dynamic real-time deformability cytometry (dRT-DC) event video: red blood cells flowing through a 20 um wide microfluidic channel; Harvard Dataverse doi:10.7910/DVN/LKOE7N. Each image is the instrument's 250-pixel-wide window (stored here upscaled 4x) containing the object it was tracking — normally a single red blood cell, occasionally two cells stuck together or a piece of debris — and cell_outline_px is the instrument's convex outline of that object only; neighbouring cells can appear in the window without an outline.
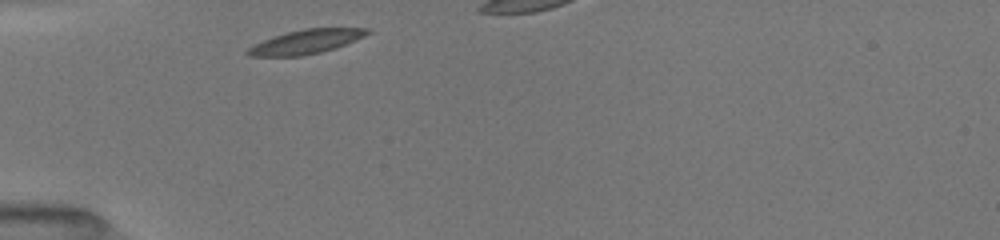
{"species": "common noctule bat (a hibernating species)", "species_latin": "Nyctalus noctula", "temperature_condition": "room temperature", "stored_images_in_passage": 12, "camera_frame_rate_fps": 3000, "um_per_image_px": 0.085, "animal": {"sex": "female", "body_mass_g": 19.5, "forearm_length_mm": 54.1}, "frame": {"image": 1, "passage_image": 1, "time_ms": 0.0, "image_size_px": [1000, 240], "cell_outline_px": [[372, 32], [364, 36], [336, 48], [320, 52], [300, 56], [248, 56], [244, 52], [248, 48], [264, 40], [288, 32], [304, 28], [372, 28]], "centroid_in_image_um": [26.05, 3.54], "position_along_channel_um": 59.0, "area_um2": 16.65}}
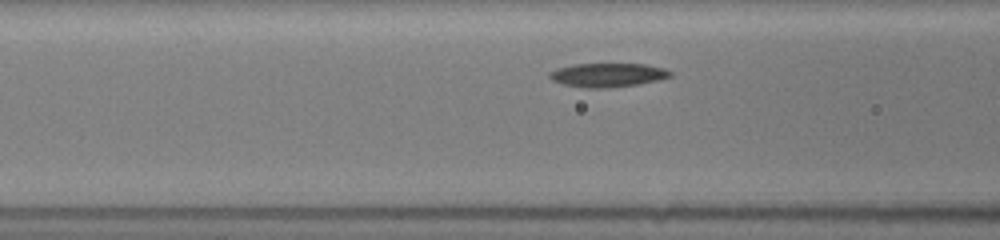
{"frame": {"image": 2, "passage_image": 6, "time_ms": 1.667, "image_size_px": [1000, 240], "cell_outline_px": [[672, 76], [660, 80], [636, 84], [608, 88], [584, 88], [560, 84], [552, 80], [548, 76], [548, 72], [556, 68], [572, 64], [644, 64], [664, 68], [672, 72]], "centroid_in_image_um": [51.61, 6.38], "position_along_channel_um": 115.0, "area_um2": 16.99}}
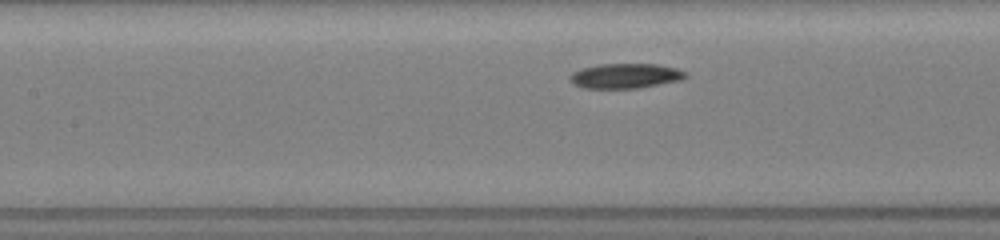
{"frame": {"image": 3, "passage_image": 9, "time_ms": 2.667, "image_size_px": [1000, 240], "cell_outline_px": [[688, 76], [680, 80], [640, 88], [584, 88], [568, 80], [568, 76], [572, 72], [584, 68], [600, 64], [656, 64], [676, 68], [684, 72]], "centroid_in_image_um": [53.14, 6.45], "position_along_channel_um": 154.3, "area_um2": 16.65}}